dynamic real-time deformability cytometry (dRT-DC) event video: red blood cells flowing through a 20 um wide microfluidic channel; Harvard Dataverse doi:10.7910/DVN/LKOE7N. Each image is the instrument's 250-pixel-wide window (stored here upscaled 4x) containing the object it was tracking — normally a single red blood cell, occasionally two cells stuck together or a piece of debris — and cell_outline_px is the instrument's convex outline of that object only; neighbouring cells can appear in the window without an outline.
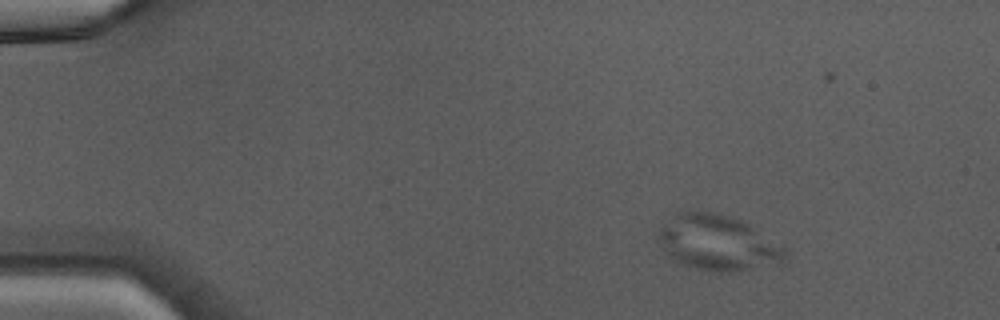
{"species": "Egyptian fruit bat (a non-hibernating species)", "species_latin": "Rousettus aegyptiacus", "temperature_condition": "warm", "stored_images_in_passage": 41, "camera_frame_rate_fps": 3000, "um_per_image_px": 0.085, "animal": {"sex": "male"}, "frame": {"image": 1, "passage_image": 1, "time_ms": 0.0, "image_size_px": [1000, 320], "cell_outline_px": [[788, 260], [784, 264], [736, 272], [720, 272], [700, 268], [684, 264], [676, 260], [664, 248], [660, 236], [660, 232], [680, 212], [712, 212], [732, 216], [748, 224], [784, 248], [788, 252]], "centroid_in_image_um": [61.18, 20.68], "position_along_channel_um": 23.8, "area_um2": 39.82}}
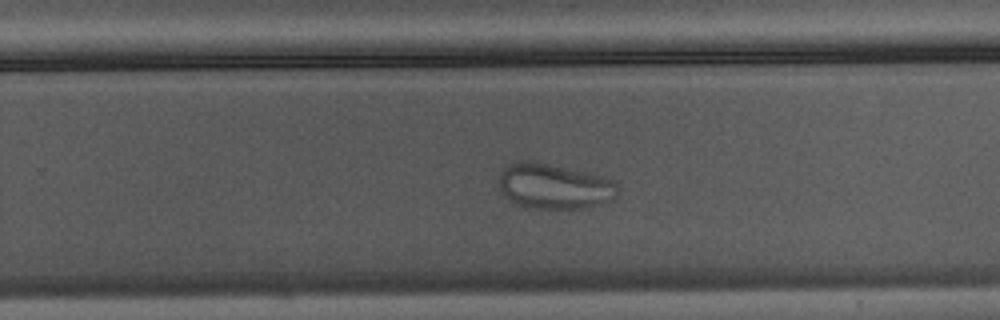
{"frame": {"image": 2, "passage_image": 25, "time_ms": 8.0, "image_size_px": [1000, 320], "cell_outline_px": [[620, 188], [616, 196], [612, 200], [600, 204], [580, 208], [528, 208], [516, 204], [504, 196], [500, 188], [500, 172], [508, 164], [516, 160], [536, 160], [616, 180]], "centroid_in_image_um": [47.1, 15.81], "position_along_channel_um": 282.7, "area_um2": 31.67}}
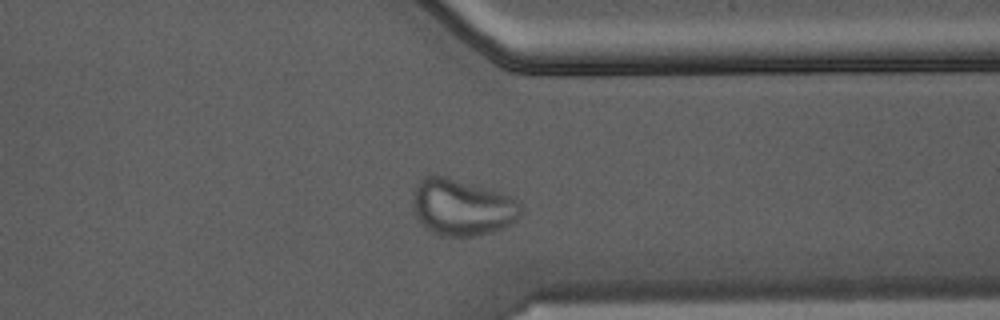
{"frame": {"image": 3, "passage_image": 31, "time_ms": 10.0, "image_size_px": [1000, 320], "cell_outline_px": [[520, 216], [512, 224], [504, 228], [492, 232], [472, 236], [444, 236], [432, 232], [416, 216], [412, 208], [412, 196], [416, 184], [424, 176], [444, 176], [492, 188], [516, 196], [520, 204]], "centroid_in_image_um": [39.32, 17.6], "position_along_channel_um": 372.1, "area_um2": 36.07}}